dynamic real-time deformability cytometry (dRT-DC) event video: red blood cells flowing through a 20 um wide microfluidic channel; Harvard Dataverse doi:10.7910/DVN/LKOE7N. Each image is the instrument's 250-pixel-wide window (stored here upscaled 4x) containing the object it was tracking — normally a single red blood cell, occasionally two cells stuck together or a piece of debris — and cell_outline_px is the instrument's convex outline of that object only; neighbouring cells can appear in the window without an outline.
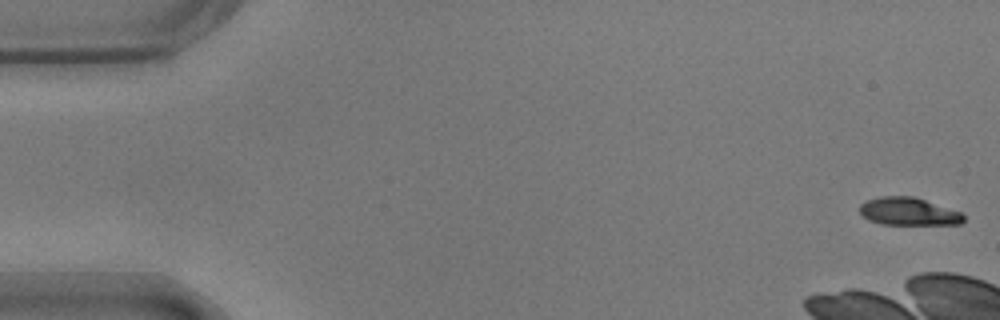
{"species": "common noctule bat (a hibernating species)", "species_latin": "Nyctalus noctula", "temperature_condition": "warm", "stored_images_in_passage": 13, "camera_frame_rate_fps": 3000, "um_per_image_px": 0.085, "animal": {"sex": "male", "body_mass_g": 17.9}, "frame": {"image": 1, "passage_image": 1, "time_ms": 0.0, "image_size_px": [1000, 320], "cell_outline_px": [[964, 220], [960, 224], [880, 224], [868, 220], [860, 212], [860, 204], [868, 200], [880, 196], [912, 196], [960, 212], [964, 216]], "centroid_in_image_um": [77.19, 17.98], "position_along_channel_um": 7.8, "area_um2": 16.53}}